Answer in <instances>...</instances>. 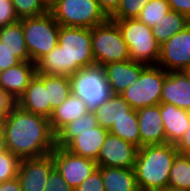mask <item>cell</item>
Instances as JSON below:
<instances>
[{"label":"cell","instance_id":"obj_25","mask_svg":"<svg viewBox=\"0 0 190 191\" xmlns=\"http://www.w3.org/2000/svg\"><path fill=\"white\" fill-rule=\"evenodd\" d=\"M189 24L190 19H188L185 15L171 10L156 23V25L152 28V32L157 43L161 46L173 35L180 32Z\"/></svg>","mask_w":190,"mask_h":191},{"label":"cell","instance_id":"obj_37","mask_svg":"<svg viewBox=\"0 0 190 191\" xmlns=\"http://www.w3.org/2000/svg\"><path fill=\"white\" fill-rule=\"evenodd\" d=\"M18 20L12 3L0 4V28L13 24Z\"/></svg>","mask_w":190,"mask_h":191},{"label":"cell","instance_id":"obj_24","mask_svg":"<svg viewBox=\"0 0 190 191\" xmlns=\"http://www.w3.org/2000/svg\"><path fill=\"white\" fill-rule=\"evenodd\" d=\"M0 41L14 53L20 61H30L26 48L22 19L0 28Z\"/></svg>","mask_w":190,"mask_h":191},{"label":"cell","instance_id":"obj_30","mask_svg":"<svg viewBox=\"0 0 190 191\" xmlns=\"http://www.w3.org/2000/svg\"><path fill=\"white\" fill-rule=\"evenodd\" d=\"M19 20L44 15L48 11L40 0H11Z\"/></svg>","mask_w":190,"mask_h":191},{"label":"cell","instance_id":"obj_10","mask_svg":"<svg viewBox=\"0 0 190 191\" xmlns=\"http://www.w3.org/2000/svg\"><path fill=\"white\" fill-rule=\"evenodd\" d=\"M108 133V129L100 125L85 131H60L56 135V146L96 161Z\"/></svg>","mask_w":190,"mask_h":191},{"label":"cell","instance_id":"obj_43","mask_svg":"<svg viewBox=\"0 0 190 191\" xmlns=\"http://www.w3.org/2000/svg\"><path fill=\"white\" fill-rule=\"evenodd\" d=\"M6 136L2 123L0 122V153L7 151Z\"/></svg>","mask_w":190,"mask_h":191},{"label":"cell","instance_id":"obj_1","mask_svg":"<svg viewBox=\"0 0 190 191\" xmlns=\"http://www.w3.org/2000/svg\"><path fill=\"white\" fill-rule=\"evenodd\" d=\"M1 123L7 149L19 159L51 154L56 146V136L51 130L49 119L25 111L16 104Z\"/></svg>","mask_w":190,"mask_h":191},{"label":"cell","instance_id":"obj_23","mask_svg":"<svg viewBox=\"0 0 190 191\" xmlns=\"http://www.w3.org/2000/svg\"><path fill=\"white\" fill-rule=\"evenodd\" d=\"M131 109V106L119 94H113L94 113L98 124L109 130L115 121L126 117Z\"/></svg>","mask_w":190,"mask_h":191},{"label":"cell","instance_id":"obj_38","mask_svg":"<svg viewBox=\"0 0 190 191\" xmlns=\"http://www.w3.org/2000/svg\"><path fill=\"white\" fill-rule=\"evenodd\" d=\"M16 101L0 89V122L11 111Z\"/></svg>","mask_w":190,"mask_h":191},{"label":"cell","instance_id":"obj_36","mask_svg":"<svg viewBox=\"0 0 190 191\" xmlns=\"http://www.w3.org/2000/svg\"><path fill=\"white\" fill-rule=\"evenodd\" d=\"M19 62L21 61L14 56V53L0 41V72L15 66Z\"/></svg>","mask_w":190,"mask_h":191},{"label":"cell","instance_id":"obj_34","mask_svg":"<svg viewBox=\"0 0 190 191\" xmlns=\"http://www.w3.org/2000/svg\"><path fill=\"white\" fill-rule=\"evenodd\" d=\"M74 191H105L101 167H98L87 179L76 187Z\"/></svg>","mask_w":190,"mask_h":191},{"label":"cell","instance_id":"obj_12","mask_svg":"<svg viewBox=\"0 0 190 191\" xmlns=\"http://www.w3.org/2000/svg\"><path fill=\"white\" fill-rule=\"evenodd\" d=\"M158 66L180 72L190 66V24L160 46Z\"/></svg>","mask_w":190,"mask_h":191},{"label":"cell","instance_id":"obj_2","mask_svg":"<svg viewBox=\"0 0 190 191\" xmlns=\"http://www.w3.org/2000/svg\"><path fill=\"white\" fill-rule=\"evenodd\" d=\"M37 74L70 76L95 65L91 29L60 26L58 44L36 63Z\"/></svg>","mask_w":190,"mask_h":191},{"label":"cell","instance_id":"obj_27","mask_svg":"<svg viewBox=\"0 0 190 191\" xmlns=\"http://www.w3.org/2000/svg\"><path fill=\"white\" fill-rule=\"evenodd\" d=\"M45 88H47L48 101L53 110L71 94L68 76L45 74Z\"/></svg>","mask_w":190,"mask_h":191},{"label":"cell","instance_id":"obj_13","mask_svg":"<svg viewBox=\"0 0 190 191\" xmlns=\"http://www.w3.org/2000/svg\"><path fill=\"white\" fill-rule=\"evenodd\" d=\"M138 149L135 145L108 133L96 163L98 167L134 169Z\"/></svg>","mask_w":190,"mask_h":191},{"label":"cell","instance_id":"obj_11","mask_svg":"<svg viewBox=\"0 0 190 191\" xmlns=\"http://www.w3.org/2000/svg\"><path fill=\"white\" fill-rule=\"evenodd\" d=\"M51 154L56 170L73 189L98 168L96 161L75 155L64 147L55 146Z\"/></svg>","mask_w":190,"mask_h":191},{"label":"cell","instance_id":"obj_40","mask_svg":"<svg viewBox=\"0 0 190 191\" xmlns=\"http://www.w3.org/2000/svg\"><path fill=\"white\" fill-rule=\"evenodd\" d=\"M99 7L110 17L119 7L121 0H96Z\"/></svg>","mask_w":190,"mask_h":191},{"label":"cell","instance_id":"obj_3","mask_svg":"<svg viewBox=\"0 0 190 191\" xmlns=\"http://www.w3.org/2000/svg\"><path fill=\"white\" fill-rule=\"evenodd\" d=\"M179 152L174 144L147 145L138 149L134 171L140 191H160L168 186L169 173Z\"/></svg>","mask_w":190,"mask_h":191},{"label":"cell","instance_id":"obj_21","mask_svg":"<svg viewBox=\"0 0 190 191\" xmlns=\"http://www.w3.org/2000/svg\"><path fill=\"white\" fill-rule=\"evenodd\" d=\"M86 103L73 94H70L59 107H56L50 117V127L56 136L66 125L88 113Z\"/></svg>","mask_w":190,"mask_h":191},{"label":"cell","instance_id":"obj_45","mask_svg":"<svg viewBox=\"0 0 190 191\" xmlns=\"http://www.w3.org/2000/svg\"><path fill=\"white\" fill-rule=\"evenodd\" d=\"M185 76L186 78L189 80L190 82V66L184 70L181 71Z\"/></svg>","mask_w":190,"mask_h":191},{"label":"cell","instance_id":"obj_42","mask_svg":"<svg viewBox=\"0 0 190 191\" xmlns=\"http://www.w3.org/2000/svg\"><path fill=\"white\" fill-rule=\"evenodd\" d=\"M0 191H22L19 179L16 177L14 179L1 182Z\"/></svg>","mask_w":190,"mask_h":191},{"label":"cell","instance_id":"obj_20","mask_svg":"<svg viewBox=\"0 0 190 191\" xmlns=\"http://www.w3.org/2000/svg\"><path fill=\"white\" fill-rule=\"evenodd\" d=\"M160 103H171L190 112V82L180 72H167Z\"/></svg>","mask_w":190,"mask_h":191},{"label":"cell","instance_id":"obj_46","mask_svg":"<svg viewBox=\"0 0 190 191\" xmlns=\"http://www.w3.org/2000/svg\"><path fill=\"white\" fill-rule=\"evenodd\" d=\"M160 191H185V190H180V189H177V188H171V187L167 186V187L163 188Z\"/></svg>","mask_w":190,"mask_h":191},{"label":"cell","instance_id":"obj_18","mask_svg":"<svg viewBox=\"0 0 190 191\" xmlns=\"http://www.w3.org/2000/svg\"><path fill=\"white\" fill-rule=\"evenodd\" d=\"M147 64L127 60L104 65L106 79L113 94L122 93L131 86L138 78Z\"/></svg>","mask_w":190,"mask_h":191},{"label":"cell","instance_id":"obj_5","mask_svg":"<svg viewBox=\"0 0 190 191\" xmlns=\"http://www.w3.org/2000/svg\"><path fill=\"white\" fill-rule=\"evenodd\" d=\"M91 46L95 65L131 59L117 23L110 18L91 28Z\"/></svg>","mask_w":190,"mask_h":191},{"label":"cell","instance_id":"obj_32","mask_svg":"<svg viewBox=\"0 0 190 191\" xmlns=\"http://www.w3.org/2000/svg\"><path fill=\"white\" fill-rule=\"evenodd\" d=\"M20 159L9 150L0 153V182L17 177Z\"/></svg>","mask_w":190,"mask_h":191},{"label":"cell","instance_id":"obj_22","mask_svg":"<svg viewBox=\"0 0 190 191\" xmlns=\"http://www.w3.org/2000/svg\"><path fill=\"white\" fill-rule=\"evenodd\" d=\"M105 191H140L134 169L101 167Z\"/></svg>","mask_w":190,"mask_h":191},{"label":"cell","instance_id":"obj_8","mask_svg":"<svg viewBox=\"0 0 190 191\" xmlns=\"http://www.w3.org/2000/svg\"><path fill=\"white\" fill-rule=\"evenodd\" d=\"M167 71L158 65H147L139 78L119 95L132 109L159 105Z\"/></svg>","mask_w":190,"mask_h":191},{"label":"cell","instance_id":"obj_44","mask_svg":"<svg viewBox=\"0 0 190 191\" xmlns=\"http://www.w3.org/2000/svg\"><path fill=\"white\" fill-rule=\"evenodd\" d=\"M59 0H40L43 7L50 12V10L56 5Z\"/></svg>","mask_w":190,"mask_h":191},{"label":"cell","instance_id":"obj_47","mask_svg":"<svg viewBox=\"0 0 190 191\" xmlns=\"http://www.w3.org/2000/svg\"><path fill=\"white\" fill-rule=\"evenodd\" d=\"M11 3V0H0V4Z\"/></svg>","mask_w":190,"mask_h":191},{"label":"cell","instance_id":"obj_19","mask_svg":"<svg viewBox=\"0 0 190 191\" xmlns=\"http://www.w3.org/2000/svg\"><path fill=\"white\" fill-rule=\"evenodd\" d=\"M166 143L176 145L190 126V112L171 103H160Z\"/></svg>","mask_w":190,"mask_h":191},{"label":"cell","instance_id":"obj_17","mask_svg":"<svg viewBox=\"0 0 190 191\" xmlns=\"http://www.w3.org/2000/svg\"><path fill=\"white\" fill-rule=\"evenodd\" d=\"M36 73L35 63L21 61L15 66L0 72V89L17 101Z\"/></svg>","mask_w":190,"mask_h":191},{"label":"cell","instance_id":"obj_9","mask_svg":"<svg viewBox=\"0 0 190 191\" xmlns=\"http://www.w3.org/2000/svg\"><path fill=\"white\" fill-rule=\"evenodd\" d=\"M50 13L61 26L89 29L109 18L96 0H59Z\"/></svg>","mask_w":190,"mask_h":191},{"label":"cell","instance_id":"obj_48","mask_svg":"<svg viewBox=\"0 0 190 191\" xmlns=\"http://www.w3.org/2000/svg\"><path fill=\"white\" fill-rule=\"evenodd\" d=\"M184 155H185V157L188 159V161L190 162V151L187 152V153H185Z\"/></svg>","mask_w":190,"mask_h":191},{"label":"cell","instance_id":"obj_29","mask_svg":"<svg viewBox=\"0 0 190 191\" xmlns=\"http://www.w3.org/2000/svg\"><path fill=\"white\" fill-rule=\"evenodd\" d=\"M170 11L168 0H150L136 18L153 28Z\"/></svg>","mask_w":190,"mask_h":191},{"label":"cell","instance_id":"obj_14","mask_svg":"<svg viewBox=\"0 0 190 191\" xmlns=\"http://www.w3.org/2000/svg\"><path fill=\"white\" fill-rule=\"evenodd\" d=\"M54 168L52 154L20 159L17 178L22 191H44L50 172Z\"/></svg>","mask_w":190,"mask_h":191},{"label":"cell","instance_id":"obj_41","mask_svg":"<svg viewBox=\"0 0 190 191\" xmlns=\"http://www.w3.org/2000/svg\"><path fill=\"white\" fill-rule=\"evenodd\" d=\"M175 146L182 155L190 151V126Z\"/></svg>","mask_w":190,"mask_h":191},{"label":"cell","instance_id":"obj_33","mask_svg":"<svg viewBox=\"0 0 190 191\" xmlns=\"http://www.w3.org/2000/svg\"><path fill=\"white\" fill-rule=\"evenodd\" d=\"M98 120L96 119L94 112H88L86 115L75 119L68 125H66L61 131H85L98 126Z\"/></svg>","mask_w":190,"mask_h":191},{"label":"cell","instance_id":"obj_15","mask_svg":"<svg viewBox=\"0 0 190 191\" xmlns=\"http://www.w3.org/2000/svg\"><path fill=\"white\" fill-rule=\"evenodd\" d=\"M138 116L140 148L147 145L166 143L165 129L160 112V104L136 110Z\"/></svg>","mask_w":190,"mask_h":191},{"label":"cell","instance_id":"obj_16","mask_svg":"<svg viewBox=\"0 0 190 191\" xmlns=\"http://www.w3.org/2000/svg\"><path fill=\"white\" fill-rule=\"evenodd\" d=\"M16 105L25 111L50 119L54 110L48 101L45 74H35L24 93L17 99Z\"/></svg>","mask_w":190,"mask_h":191},{"label":"cell","instance_id":"obj_31","mask_svg":"<svg viewBox=\"0 0 190 191\" xmlns=\"http://www.w3.org/2000/svg\"><path fill=\"white\" fill-rule=\"evenodd\" d=\"M150 0H121L117 10L109 17L112 20L136 18Z\"/></svg>","mask_w":190,"mask_h":191},{"label":"cell","instance_id":"obj_28","mask_svg":"<svg viewBox=\"0 0 190 191\" xmlns=\"http://www.w3.org/2000/svg\"><path fill=\"white\" fill-rule=\"evenodd\" d=\"M168 187L190 191V162L185 155H176L169 173Z\"/></svg>","mask_w":190,"mask_h":191},{"label":"cell","instance_id":"obj_6","mask_svg":"<svg viewBox=\"0 0 190 191\" xmlns=\"http://www.w3.org/2000/svg\"><path fill=\"white\" fill-rule=\"evenodd\" d=\"M60 26L50 12L38 17L22 19L30 61L36 63L58 44Z\"/></svg>","mask_w":190,"mask_h":191},{"label":"cell","instance_id":"obj_35","mask_svg":"<svg viewBox=\"0 0 190 191\" xmlns=\"http://www.w3.org/2000/svg\"><path fill=\"white\" fill-rule=\"evenodd\" d=\"M44 191H74V189L67 184L62 175L54 168L48 177L47 184Z\"/></svg>","mask_w":190,"mask_h":191},{"label":"cell","instance_id":"obj_7","mask_svg":"<svg viewBox=\"0 0 190 191\" xmlns=\"http://www.w3.org/2000/svg\"><path fill=\"white\" fill-rule=\"evenodd\" d=\"M69 80L71 94L81 98L89 112H94L113 95L103 66L81 68L70 75Z\"/></svg>","mask_w":190,"mask_h":191},{"label":"cell","instance_id":"obj_39","mask_svg":"<svg viewBox=\"0 0 190 191\" xmlns=\"http://www.w3.org/2000/svg\"><path fill=\"white\" fill-rule=\"evenodd\" d=\"M172 11L185 15L190 19V0H168Z\"/></svg>","mask_w":190,"mask_h":191},{"label":"cell","instance_id":"obj_26","mask_svg":"<svg viewBox=\"0 0 190 191\" xmlns=\"http://www.w3.org/2000/svg\"><path fill=\"white\" fill-rule=\"evenodd\" d=\"M108 132L140 148L138 116L135 109H131L126 117L115 121Z\"/></svg>","mask_w":190,"mask_h":191},{"label":"cell","instance_id":"obj_4","mask_svg":"<svg viewBox=\"0 0 190 191\" xmlns=\"http://www.w3.org/2000/svg\"><path fill=\"white\" fill-rule=\"evenodd\" d=\"M117 23L123 40L129 49L131 60L147 65H157L160 45L157 43L152 28L137 18L113 20Z\"/></svg>","mask_w":190,"mask_h":191}]
</instances>
